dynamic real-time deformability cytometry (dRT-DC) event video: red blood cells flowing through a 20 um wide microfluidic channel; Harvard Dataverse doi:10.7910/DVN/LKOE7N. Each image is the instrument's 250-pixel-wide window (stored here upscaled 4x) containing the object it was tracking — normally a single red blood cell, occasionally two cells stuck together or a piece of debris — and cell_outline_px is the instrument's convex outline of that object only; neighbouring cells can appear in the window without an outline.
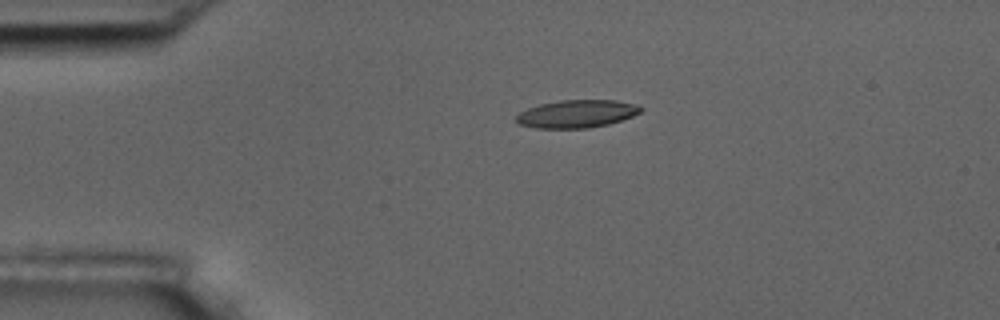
{"species": "common noctule bat (a hibernating species)", "species_latin": "Nyctalus noctula", "temperature_condition": "room temperature", "stored_images_in_passage": 5, "camera_frame_rate_fps": 3000, "um_per_image_px": 0.085, "animal": {"sex": "male", "body_mass_g": 17.5, "forearm_length_mm": 52.3}, "frame": {"image": 1, "passage_image": 4, "time_ms": 3.667, "image_size_px": [1000, 320], "cell_outline_px": [[644, 108], [640, 112], [632, 116], [608, 124], [588, 128], [536, 128], [516, 124], [516, 116], [520, 112], [528, 108], [540, 104], [560, 100], [616, 100], [636, 104]], "centroid_in_image_um": [49.01, 9.67], "position_along_channel_um": 36.0, "area_um2": 20.17}}